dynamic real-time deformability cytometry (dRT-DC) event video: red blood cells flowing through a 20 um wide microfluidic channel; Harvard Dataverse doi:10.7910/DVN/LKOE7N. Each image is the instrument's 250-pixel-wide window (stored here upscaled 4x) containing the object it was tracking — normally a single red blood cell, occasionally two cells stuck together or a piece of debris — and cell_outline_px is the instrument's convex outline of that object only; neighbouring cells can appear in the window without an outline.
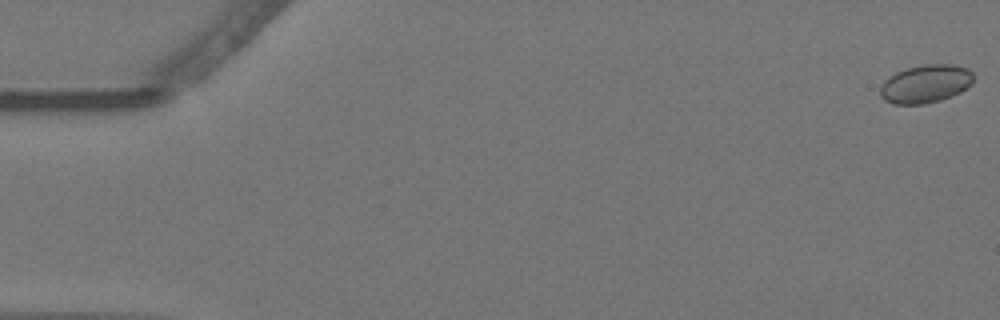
{"species": "Egyptian fruit bat (a non-hibernating species)", "species_latin": "Rousettus aegyptiacus", "temperature_condition": "warm", "stored_images_in_passage": 58, "camera_frame_rate_fps": 3000, "um_per_image_px": 0.085, "animal": {"sex": "female"}, "frame": {"image": 1, "passage_image": 1, "time_ms": 0.0, "image_size_px": [1000, 320], "cell_outline_px": [[972, 84], [960, 92], [940, 100], [924, 104], [892, 104], [884, 100], [880, 96], [880, 88], [884, 80], [896, 72], [908, 68], [924, 64], [952, 64], [968, 68], [972, 72]], "centroid_in_image_um": [78.66, 7.13], "position_along_channel_um": 6.3, "area_um2": 20.75}}
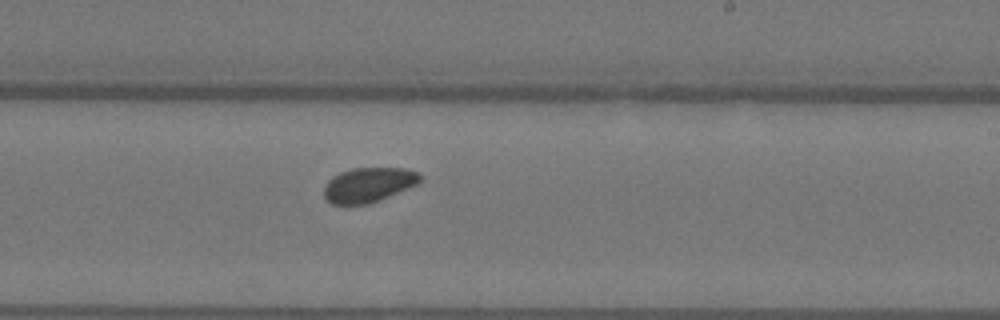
{"frame": {"image": 2, "passage_image": 35, "time_ms": 11.333, "image_size_px": [1000, 320], "cell_outline_px": [[420, 180], [416, 184], [380, 200], [368, 204], [332, 204], [324, 196], [324, 184], [332, 176], [340, 172], [352, 168], [404, 168], [420, 172]], "centroid_in_image_um": [31.29, 15.7], "position_along_channel_um": 257.7, "area_um2": 19.36}}
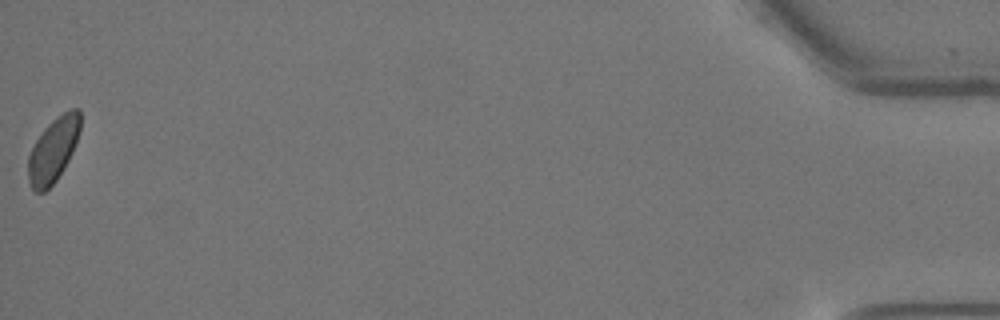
{"frame": {"image": 3, "passage_image": 58, "time_ms": 19.0, "image_size_px": [1000, 320], "cell_outline_px": [[80, 132], [72, 152], [64, 168], [56, 180], [44, 192], [36, 192], [32, 188], [28, 180], [28, 156], [36, 140], [44, 128], [56, 116], [68, 108], [80, 108]], "centroid_in_image_um": [4.53, 12.7], "position_along_channel_um": 430.7, "area_um2": 19.59}, "authors_computed_cell_mechanics": {"area_um2": 19.8254, "velocity_mm_per_s": 3.5287, "shape_relaxation_time_tau1_ms": null, "shape_relaxation_time_tau2_ms": 4.0163, "deformation_change_tau1": null, "deformation_change_tau2": 0.0406}}